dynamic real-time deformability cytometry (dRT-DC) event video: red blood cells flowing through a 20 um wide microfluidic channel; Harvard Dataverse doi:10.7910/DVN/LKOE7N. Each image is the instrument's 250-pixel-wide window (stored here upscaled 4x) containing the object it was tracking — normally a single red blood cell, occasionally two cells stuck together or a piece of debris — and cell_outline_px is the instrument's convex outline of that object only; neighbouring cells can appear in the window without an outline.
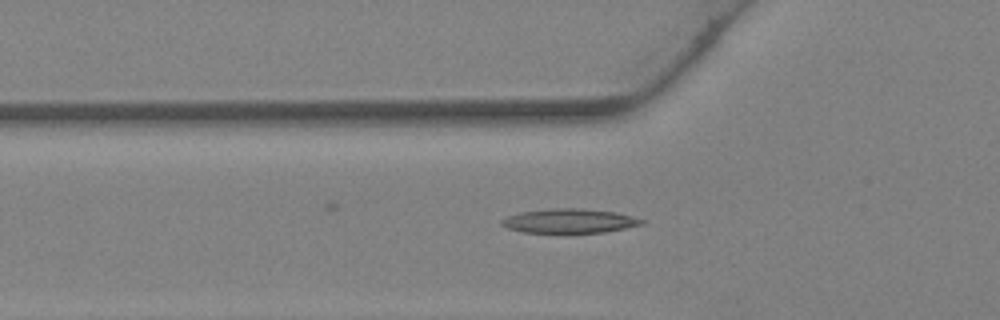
{"species": "Egyptian fruit bat (a non-hibernating species)", "species_latin": "Rousettus aegyptiacus", "temperature_condition": "warm", "stored_images_in_passage": 35, "camera_frame_rate_fps": 3000, "um_per_image_px": 0.085, "animal": {"sex": "female"}, "frame": {"image": 1, "passage_image": 12, "time_ms": 3.667, "image_size_px": [1000, 320], "cell_outline_px": [[644, 224], [604, 232], [524, 232], [508, 228], [500, 224], [500, 220], [508, 216], [520, 212], [552, 208], [576, 208], [616, 212], [632, 216], [644, 220]], "centroid_in_image_um": [48.39, 18.77], "position_along_channel_um": 77.4, "area_um2": 19.54}}
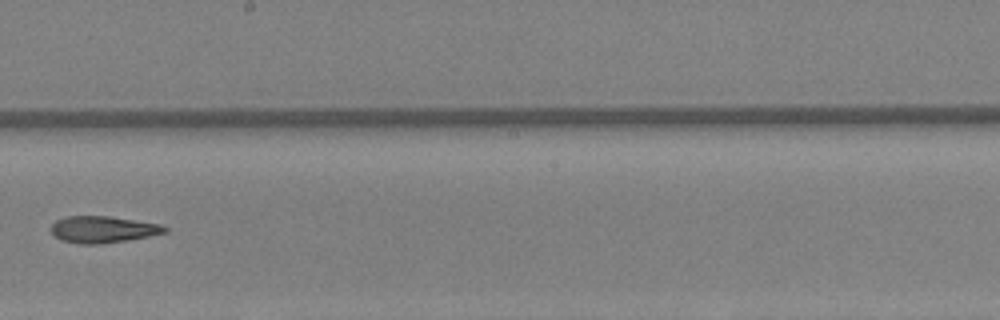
{"frame": {"image": 2, "passage_image": 21, "time_ms": 6.667, "image_size_px": [1000, 320], "cell_outline_px": [[168, 232], [148, 236], [100, 244], [80, 244], [60, 240], [52, 232], [52, 224], [56, 220], [68, 216], [108, 216], [160, 224], [168, 228]], "centroid_in_image_um": [8.74, 19.5], "position_along_channel_um": 239.5, "area_um2": 17.46}}
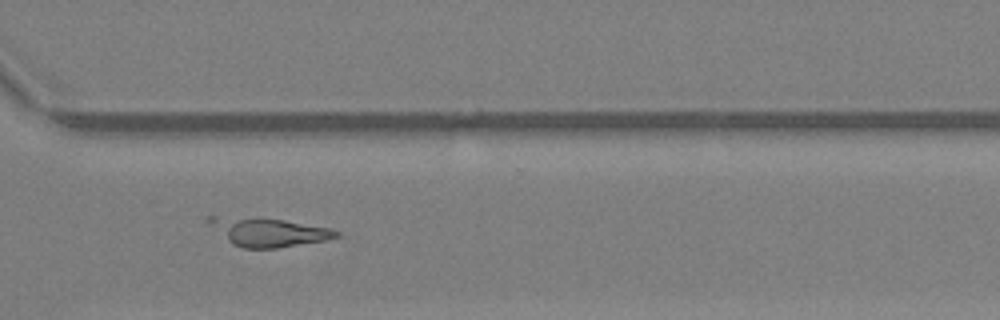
{"frame": {"image": 3, "passage_image": 27, "time_ms": 8.667, "image_size_px": [1000, 320], "cell_outline_px": [[340, 236], [324, 240], [276, 248], [244, 248], [232, 244], [208, 224], [204, 220], [204, 216], [216, 216], [284, 220], [328, 228], [340, 232]], "centroid_in_image_um": [22.75, 19.72], "position_along_channel_um": 347.9, "area_um2": 20.81}}